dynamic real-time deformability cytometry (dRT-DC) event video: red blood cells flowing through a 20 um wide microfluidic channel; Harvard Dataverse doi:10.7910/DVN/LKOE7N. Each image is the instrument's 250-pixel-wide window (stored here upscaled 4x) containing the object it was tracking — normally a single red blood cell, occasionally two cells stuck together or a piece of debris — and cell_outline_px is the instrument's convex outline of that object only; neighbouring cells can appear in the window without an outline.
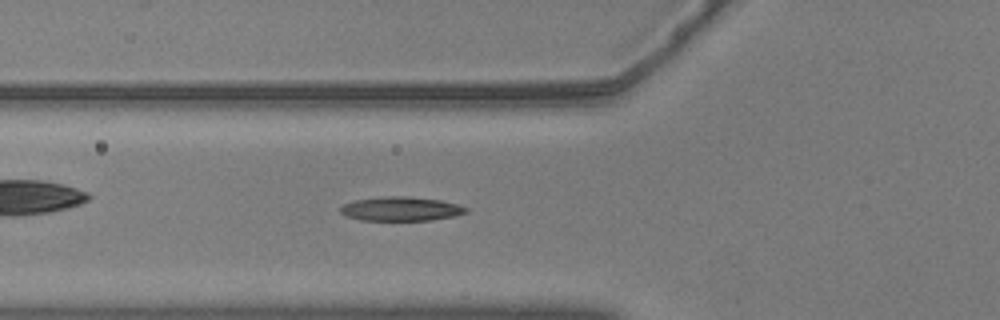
{"species": "common noctule bat (a hibernating species)", "species_latin": "Nyctalus noctula", "temperature_condition": "warm", "stored_images_in_passage": 55, "camera_frame_rate_fps": 3000, "um_per_image_px": 0.085, "animal": {"sex": "male", "body_mass_g": 20.5, "forearm_length_mm": 52.5}, "frame": {"image": 1, "passage_image": 20, "time_ms": 6.333, "image_size_px": [1000, 320], "cell_outline_px": [[468, 212], [452, 216], [432, 220], [360, 220], [344, 216], [340, 212], [340, 208], [344, 204], [356, 200], [388, 196], [412, 196], [440, 200], [456, 204], [468, 208]], "centroid_in_image_um": [34.06, 17.75], "position_along_channel_um": 91.7, "area_um2": 17.57}}
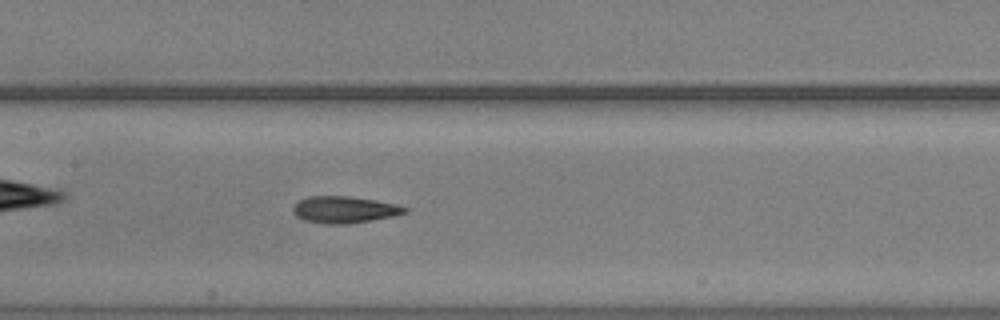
{"frame": {"image": 2, "passage_image": 27, "time_ms": 8.667, "image_size_px": [1000, 320], "cell_outline_px": [[408, 212], [392, 216], [372, 220], [348, 224], [324, 224], [304, 220], [296, 216], [292, 212], [292, 208], [300, 200], [308, 196], [352, 196], [376, 200], [396, 204], [408, 208]], "centroid_in_image_um": [29.26, 17.82], "position_along_channel_um": 178.1, "area_um2": 17.51}}
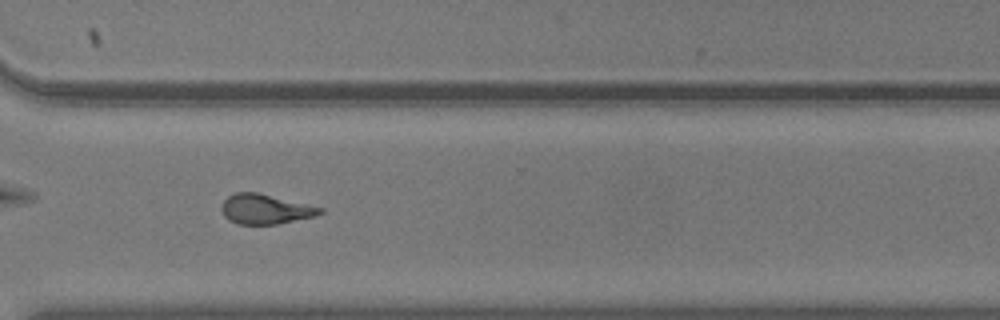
{"frame": {"image": 3, "passage_image": 41, "time_ms": 13.333, "image_size_px": [1000, 320], "cell_outline_px": [[324, 212], [316, 216], [276, 224], [236, 224], [228, 220], [224, 216], [220, 208], [224, 200], [228, 196], [236, 192], [256, 192], [324, 208]], "centroid_in_image_um": [22.53, 17.78], "position_along_channel_um": 348.1, "area_um2": 17.11}, "authors_computed_cell_mechanics": {"area_um2": 17.2244, "velocity_mm_per_s": 3.6517, "shape_relaxation_time_tau1_ms": 4.2766, "shape_relaxation_time_tau2_ms": 2.2725, "deformation_change_tau1": 0.1701, "deformation_change_tau2": 0.0981}}